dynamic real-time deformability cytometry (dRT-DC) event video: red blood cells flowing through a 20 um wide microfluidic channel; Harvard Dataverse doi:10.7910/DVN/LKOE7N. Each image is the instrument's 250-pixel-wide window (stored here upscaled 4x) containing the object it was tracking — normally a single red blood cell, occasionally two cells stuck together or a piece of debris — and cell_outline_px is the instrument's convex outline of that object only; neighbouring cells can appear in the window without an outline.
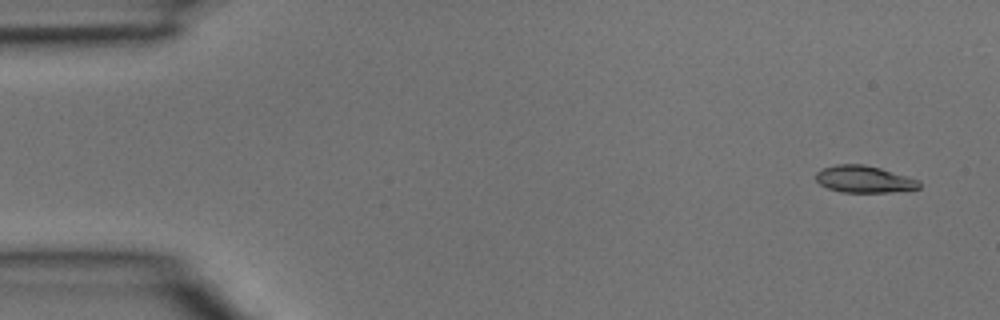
{"species": "common noctule bat (a hibernating species)", "species_latin": "Nyctalus noctula", "temperature_condition": "room temperature", "stored_images_in_passage": 4, "camera_frame_rate_fps": 3000, "um_per_image_px": 0.085, "animal": {"sex": "male", "body_mass_g": 15.6}, "frame": {"image": 1, "passage_image": 1, "time_ms": 0.0, "image_size_px": [1000, 320], "cell_outline_px": [[920, 188], [888, 192], [840, 192], [828, 188], [820, 184], [816, 180], [816, 172], [824, 168], [836, 164], [864, 164], [880, 168], [916, 180], [920, 184]], "centroid_in_image_um": [73.38, 15.23], "position_along_channel_um": 11.6, "area_um2": 15.9}}